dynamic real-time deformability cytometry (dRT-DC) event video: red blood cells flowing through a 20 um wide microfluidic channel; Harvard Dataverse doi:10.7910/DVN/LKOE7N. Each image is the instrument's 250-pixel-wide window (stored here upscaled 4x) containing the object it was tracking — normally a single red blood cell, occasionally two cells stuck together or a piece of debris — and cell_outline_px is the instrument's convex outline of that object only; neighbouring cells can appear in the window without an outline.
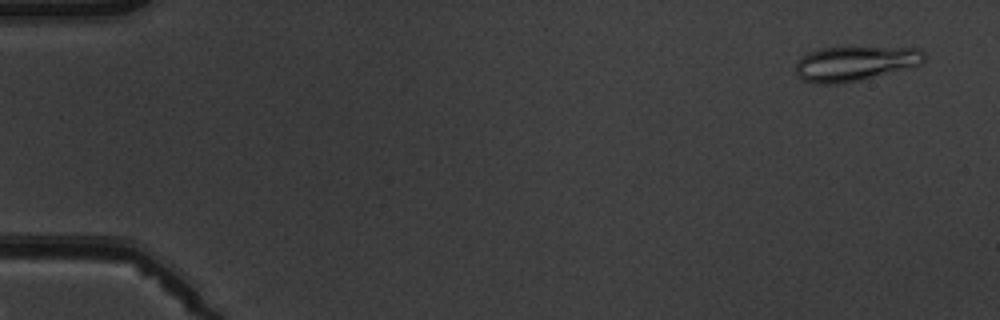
{"species": "common noctule bat (a hibernating species)", "species_latin": "Nyctalus noctula", "temperature_condition": "warm", "stored_images_in_passage": 5, "camera_frame_rate_fps": 3000, "um_per_image_px": 0.085, "animal": {"sex": "male", "body_mass_g": 19.5, "forearm_length_mm": 54.6}, "frame": {"image": 1, "passage_image": 1, "time_ms": 0.0, "image_size_px": [1000, 320], "cell_outline_px": [[924, 60], [920, 64], [860, 80], [840, 84], [816, 84], [804, 80], [796, 72], [796, 60], [800, 56], [824, 48], [920, 48], [924, 52]], "centroid_in_image_um": [72.63, 5.41], "position_along_channel_um": 12.4, "area_um2": 25.49}}